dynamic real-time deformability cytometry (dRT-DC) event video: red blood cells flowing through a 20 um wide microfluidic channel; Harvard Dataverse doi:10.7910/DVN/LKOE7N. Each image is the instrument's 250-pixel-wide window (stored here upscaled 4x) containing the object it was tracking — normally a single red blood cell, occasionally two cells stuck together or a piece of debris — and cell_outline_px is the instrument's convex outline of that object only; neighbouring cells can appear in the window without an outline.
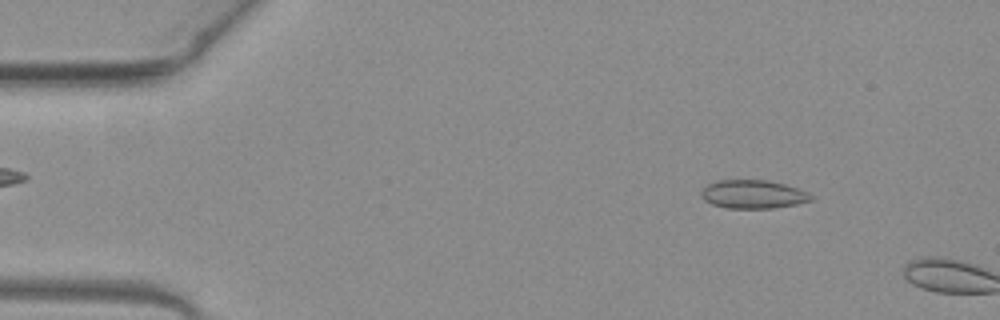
{"species": "common noctule bat (a hibernating species)", "species_latin": "Nyctalus noctula", "temperature_condition": "warm", "stored_images_in_passage": 8, "camera_frame_rate_fps": 3000, "um_per_image_px": 0.085, "animal": {"sex": "female", "body_mass_g": 19.3, "forearm_length_mm": 54.1}, "frame": {"image": 1, "passage_image": 6, "time_ms": 1.667, "image_size_px": [1000, 320], "cell_outline_px": [[816, 196], [812, 200], [796, 204], [772, 208], [728, 208], [712, 204], [704, 200], [700, 196], [700, 192], [708, 184], [716, 180], [768, 180], [800, 188]], "centroid_in_image_um": [64.04, 16.51], "position_along_channel_um": 21.0, "area_um2": 18.38}}